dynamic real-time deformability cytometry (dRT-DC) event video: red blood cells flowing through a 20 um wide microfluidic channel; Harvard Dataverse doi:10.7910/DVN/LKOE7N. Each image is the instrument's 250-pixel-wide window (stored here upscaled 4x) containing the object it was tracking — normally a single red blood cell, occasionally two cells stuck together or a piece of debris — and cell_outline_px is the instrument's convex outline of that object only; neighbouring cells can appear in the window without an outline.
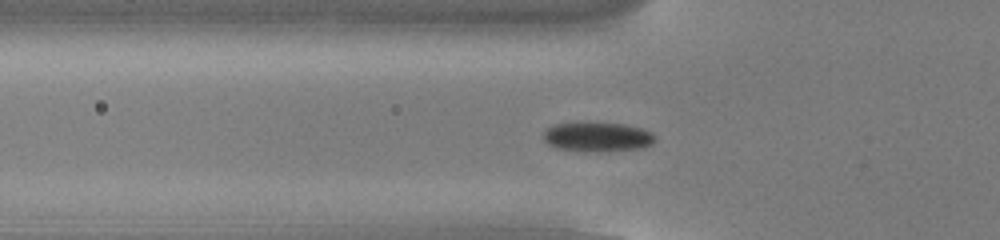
{"species": "common noctule bat (a hibernating species)", "species_latin": "Nyctalus noctula", "temperature_condition": "cold", "stored_images_in_passage": 55, "camera_frame_rate_fps": 3000, "um_per_image_px": 0.085, "animal": {"sex": "male", "body_mass_g": 13.0, "forearm_length_mm": 53.1}, "frame": {"image": 1, "passage_image": 19, "time_ms": 6.0, "image_size_px": [1000, 240], "cell_outline_px": [[656, 140], [652, 144], [640, 148], [600, 152], [584, 152], [556, 148], [548, 144], [544, 140], [544, 132], [552, 124], [624, 124], [640, 128], [652, 132], [656, 136]], "centroid_in_image_um": [50.8, 11.67], "position_along_channel_um": 75.0, "area_um2": 18.96}}
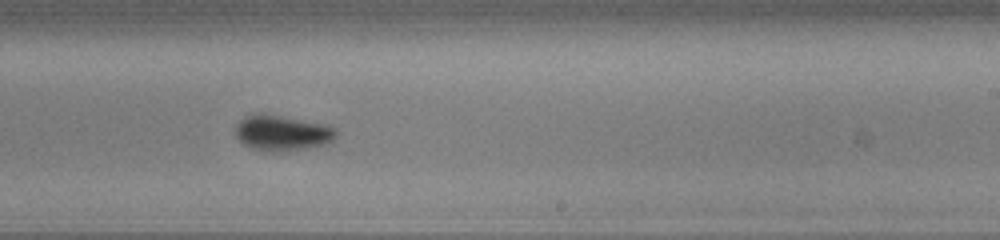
{"frame": {"image": 2, "passage_image": 34, "time_ms": 11.0, "image_size_px": [1000, 240], "cell_outline_px": [[336, 136], [332, 140], [324, 144], [304, 148], [280, 152], [264, 152], [244, 144], [236, 136], [236, 124], [244, 116], [260, 112], [328, 124], [336, 128]], "centroid_in_image_um": [23.97, 11.28], "position_along_channel_um": 265.0, "area_um2": 20.98}}
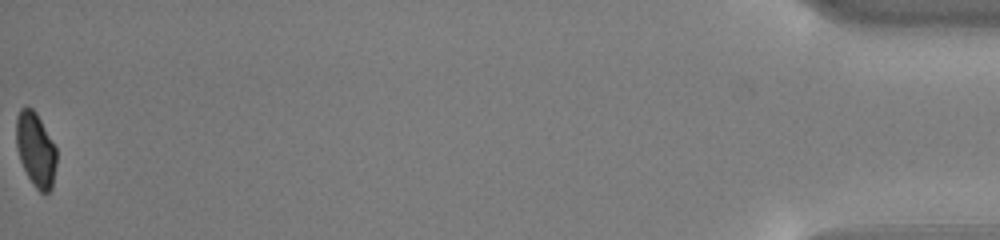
{"frame": {"image": 3, "passage_image": 55, "time_ms": 18.0, "image_size_px": [1000, 240], "cell_outline_px": [[56, 164], [52, 188], [48, 192], [40, 192], [36, 188], [28, 176], [20, 160], [16, 148], [16, 116], [20, 108], [28, 104], [36, 112], [56, 148]], "centroid_in_image_um": [3.01, 12.67], "position_along_channel_um": 432.2, "area_um2": 17.46}, "authors_computed_cell_mechanics": {"area_um2": 19.3052, "velocity_mm_per_s": 3.8029, "shape_relaxation_time_tau1_ms": 1.8356, "shape_relaxation_time_tau2_ms": null, "deformation_change_tau1": 0.089, "deformation_change_tau2": null}}